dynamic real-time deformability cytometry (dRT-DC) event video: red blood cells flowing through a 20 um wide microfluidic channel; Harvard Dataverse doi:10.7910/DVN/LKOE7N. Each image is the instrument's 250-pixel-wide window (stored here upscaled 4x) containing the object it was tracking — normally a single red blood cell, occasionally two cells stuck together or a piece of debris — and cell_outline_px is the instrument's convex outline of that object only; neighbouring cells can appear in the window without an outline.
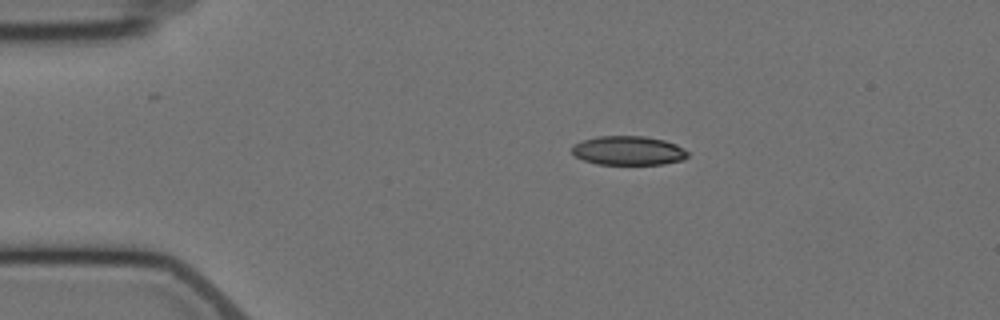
{"species": "Egyptian fruit bat (a non-hibernating species)", "species_latin": "Rousettus aegyptiacus", "temperature_condition": "cold", "stored_images_in_passage": 3, "camera_frame_rate_fps": 3000, "um_per_image_px": 0.085, "animal": {"sex": "female"}, "frame": {"image": 1, "passage_image": 1, "time_ms": 0.0, "image_size_px": [1000, 320], "cell_outline_px": [[688, 156], [684, 160], [664, 164], [596, 164], [584, 160], [576, 156], [572, 152], [572, 144], [596, 136], [644, 136], [664, 140], [676, 144], [688, 152]], "centroid_in_image_um": [53.41, 12.8], "position_along_channel_um": 31.6, "area_um2": 19.65}}
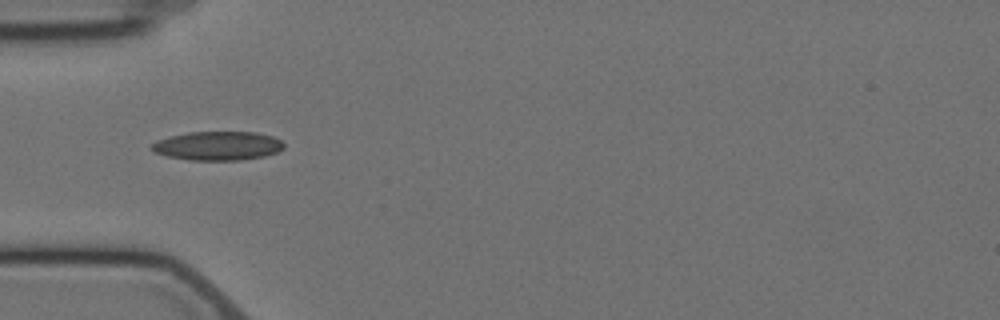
{"frame": {"image": 2, "passage_image": 3, "time_ms": 2.333, "image_size_px": [1000, 320], "cell_outline_px": [[284, 148], [276, 152], [264, 156], [240, 160], [188, 160], [168, 156], [156, 152], [148, 148], [156, 140], [188, 132], [256, 132], [272, 136], [280, 140], [284, 144]], "centroid_in_image_um": [18.5, 12.39], "position_along_channel_um": 66.5, "area_um2": 22.2}}